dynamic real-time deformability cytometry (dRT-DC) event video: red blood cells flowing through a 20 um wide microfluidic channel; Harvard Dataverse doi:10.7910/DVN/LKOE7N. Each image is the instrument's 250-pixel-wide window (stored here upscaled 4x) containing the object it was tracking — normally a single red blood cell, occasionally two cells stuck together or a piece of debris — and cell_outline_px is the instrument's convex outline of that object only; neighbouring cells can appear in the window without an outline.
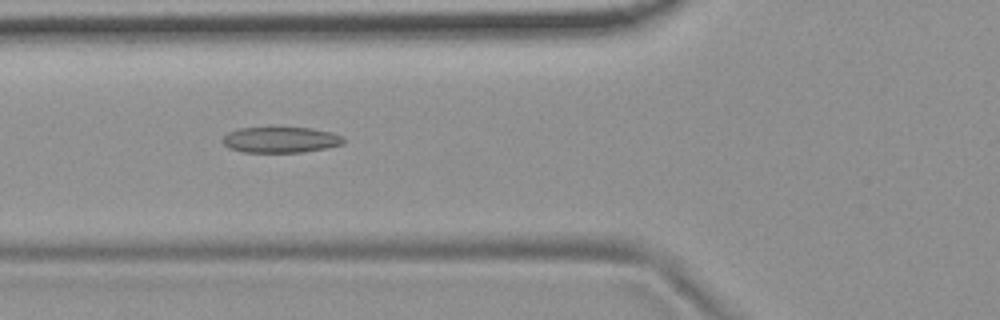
{"species": "common noctule bat (a hibernating species)", "species_latin": "Nyctalus noctula", "temperature_condition": "room temperature", "stored_images_in_passage": 11, "camera_frame_rate_fps": 3000, "um_per_image_px": 0.085, "animal": {"sex": "female", "body_mass_g": 19.9}, "frame": {"image": 1, "passage_image": 2, "time_ms": 0.333, "image_size_px": [1000, 320], "cell_outline_px": [[344, 144], [328, 148], [304, 152], [244, 152], [228, 148], [220, 140], [228, 132], [240, 128], [268, 124], [272, 124], [312, 128], [332, 132], [340, 136], [344, 140]], "centroid_in_image_um": [23.82, 11.83], "position_along_channel_um": 102.0, "area_um2": 19.31}}